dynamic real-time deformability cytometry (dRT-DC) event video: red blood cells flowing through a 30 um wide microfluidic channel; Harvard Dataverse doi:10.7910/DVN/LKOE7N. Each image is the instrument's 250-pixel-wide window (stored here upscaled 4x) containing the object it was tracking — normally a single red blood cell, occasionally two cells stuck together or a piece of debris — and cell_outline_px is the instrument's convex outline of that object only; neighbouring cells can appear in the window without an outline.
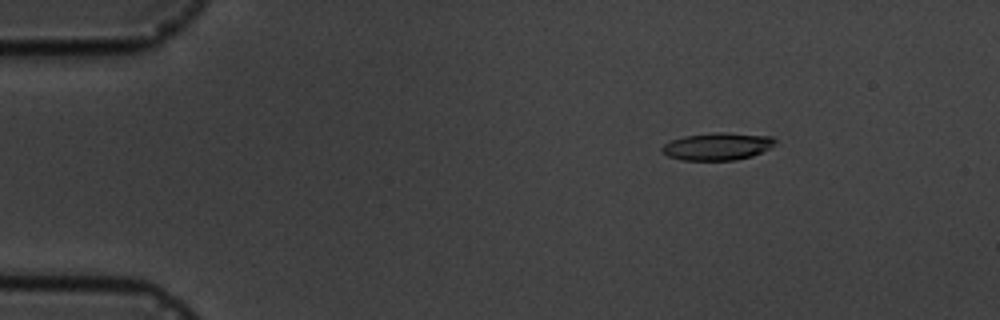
{"species": "common noctule bat (a hibernating species)", "species_latin": "Nyctalus noctula", "temperature_condition": "cold", "stored_images_in_passage": 5, "camera_frame_rate_fps": 3000, "um_per_image_px": 0.085, "animal": {"sex": "male", "body_mass_g": 19.5, "forearm_length_mm": 54.6}, "frame": {"image": 1, "passage_image": 3, "time_ms": 2.333, "image_size_px": [1000, 320], "cell_outline_px": [[776, 140], [772, 148], [752, 156], [736, 160], [680, 160], [668, 156], [660, 152], [660, 148], [664, 144], [672, 140], [684, 136], [716, 132], [724, 132], [772, 136]], "centroid_in_image_um": [60.98, 12.44], "position_along_channel_um": 24.0, "area_um2": 18.26}}